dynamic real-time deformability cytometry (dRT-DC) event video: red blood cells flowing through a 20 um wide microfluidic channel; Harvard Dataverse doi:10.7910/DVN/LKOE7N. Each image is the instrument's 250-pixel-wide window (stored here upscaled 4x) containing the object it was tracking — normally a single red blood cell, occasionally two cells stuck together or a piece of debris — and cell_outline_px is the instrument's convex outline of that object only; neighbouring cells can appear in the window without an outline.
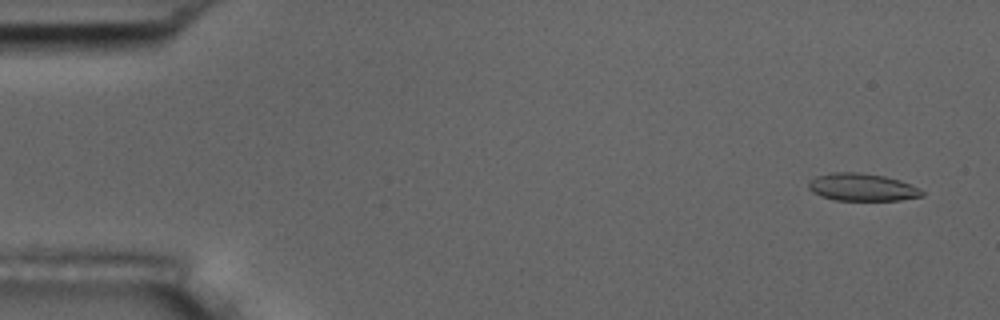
{"species": "common noctule bat (a hibernating species)", "species_latin": "Nyctalus noctula", "temperature_condition": "room temperature", "stored_images_in_passage": 54, "camera_frame_rate_fps": 3000, "um_per_image_px": 0.085, "animal": {"sex": "male", "body_mass_g": 17.5, "forearm_length_mm": 52.3}, "frame": {"image": 1, "passage_image": 3, "time_ms": 0.667, "image_size_px": [1000, 320], "cell_outline_px": [[924, 196], [900, 200], [836, 200], [820, 196], [812, 192], [808, 188], [808, 184], [816, 176], [832, 172], [860, 172], [884, 176], [900, 180], [924, 192]], "centroid_in_image_um": [73.25, 15.91], "position_along_channel_um": 11.7, "area_um2": 18.09}}
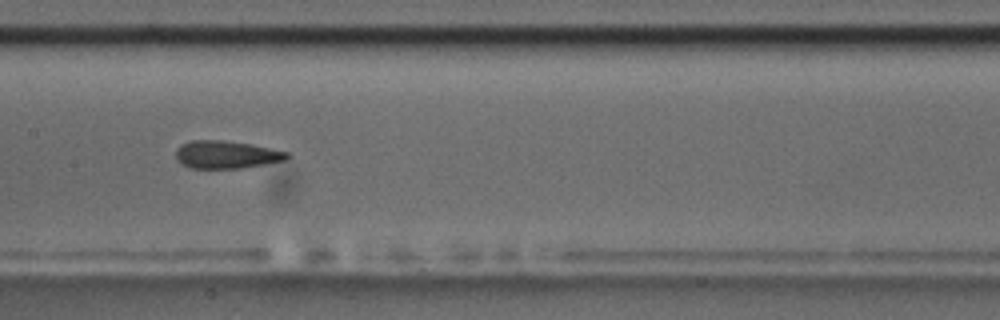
{"frame": {"image": 2, "passage_image": 27, "time_ms": 8.667, "image_size_px": [1000, 320], "cell_outline_px": [[292, 156], [284, 160], [264, 164], [240, 168], [192, 168], [176, 160], [176, 148], [180, 144], [192, 140], [224, 140], [252, 144], [288, 152]], "centroid_in_image_um": [19.23, 13.13], "position_along_channel_um": 188.2, "area_um2": 17.98}}
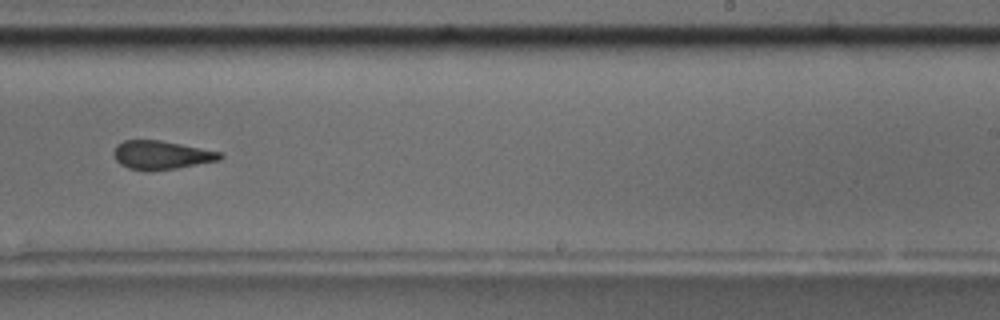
{"frame": {"image": 3, "passage_image": 34, "time_ms": 11.0, "image_size_px": [1000, 320], "cell_outline_px": [[224, 156], [220, 160], [176, 168], [128, 168], [120, 164], [116, 160], [112, 152], [116, 144], [124, 140], [160, 140], [220, 152]], "centroid_in_image_um": [13.7, 13.14], "position_along_channel_um": 275.3, "area_um2": 17.11}, "authors_computed_cell_mechanics": {"area_um2": 18.3804, "velocity_mm_per_s": 3.7475, "shape_relaxation_time_tau1_ms": 7.4469, "shape_relaxation_time_tau2_ms": 2.7572, "deformation_change_tau1": 0.1631, "deformation_change_tau2": 0.1025}}